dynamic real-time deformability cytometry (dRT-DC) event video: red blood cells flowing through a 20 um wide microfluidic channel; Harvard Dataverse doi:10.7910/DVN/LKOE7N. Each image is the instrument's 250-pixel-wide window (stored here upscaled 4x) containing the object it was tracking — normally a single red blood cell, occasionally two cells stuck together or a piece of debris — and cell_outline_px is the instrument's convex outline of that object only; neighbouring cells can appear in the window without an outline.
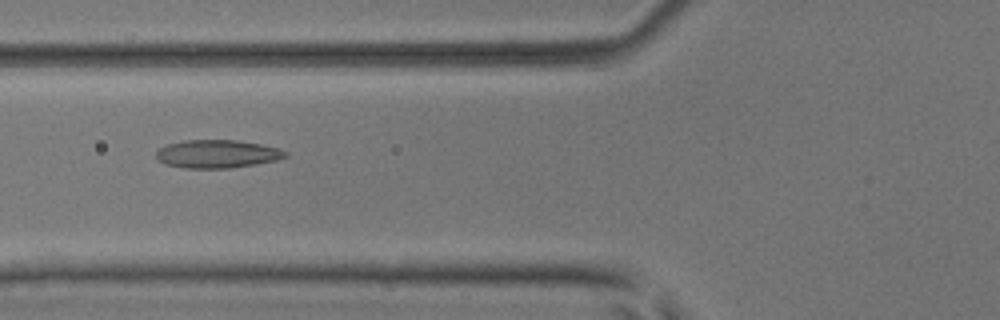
{"species": "common noctule bat (a hibernating species)", "species_latin": "Nyctalus noctula", "temperature_condition": "room temperature", "stored_images_in_passage": 4, "camera_frame_rate_fps": 3000, "um_per_image_px": 0.085, "animal": {"sex": "male", "body_mass_g": 17.9, "forearm_length_mm": 54.2}, "frame": {"image": 1, "passage_image": 4, "time_ms": 1.0, "image_size_px": [1000, 320], "cell_outline_px": [[288, 156], [276, 160], [256, 164], [228, 168], [184, 168], [164, 164], [156, 160], [156, 152], [160, 148], [168, 144], [184, 140], [236, 140], [260, 144], [280, 148], [288, 152]], "centroid_in_image_um": [18.45, 13.08], "position_along_channel_um": 107.3, "area_um2": 21.27}}